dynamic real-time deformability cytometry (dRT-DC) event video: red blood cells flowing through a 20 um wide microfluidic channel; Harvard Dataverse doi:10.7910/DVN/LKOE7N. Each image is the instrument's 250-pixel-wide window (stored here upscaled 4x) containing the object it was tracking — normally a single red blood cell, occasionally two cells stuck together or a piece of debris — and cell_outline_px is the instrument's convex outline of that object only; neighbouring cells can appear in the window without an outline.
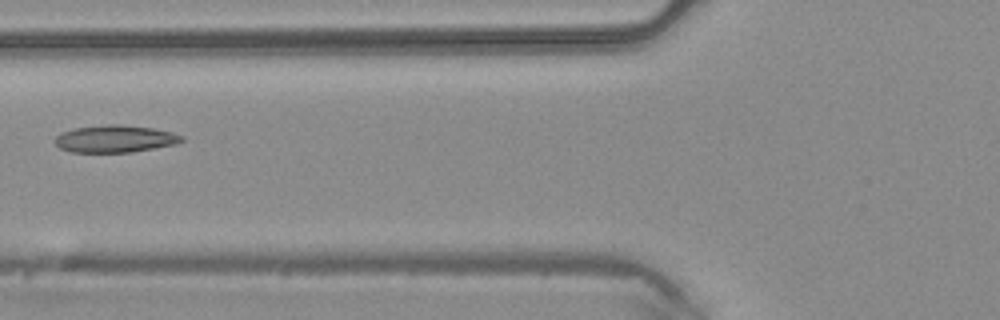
{"species": "common noctule bat (a hibernating species)", "species_latin": "Nyctalus noctula", "temperature_condition": "warm", "stored_images_in_passage": 5, "camera_frame_rate_fps": 3000, "um_per_image_px": 0.085, "animal": {"sex": "male", "body_mass_g": 20.4}, "frame": {"image": 1, "passage_image": 5, "time_ms": 1.333, "image_size_px": [1000, 320], "cell_outline_px": [[184, 140], [176, 144], [132, 152], [72, 152], [60, 148], [56, 144], [56, 136], [60, 132], [72, 128], [108, 124], [116, 124], [152, 128], [172, 132], [184, 136]], "centroid_in_image_um": [9.78, 11.79], "position_along_channel_um": 116.0, "area_um2": 20.11}}